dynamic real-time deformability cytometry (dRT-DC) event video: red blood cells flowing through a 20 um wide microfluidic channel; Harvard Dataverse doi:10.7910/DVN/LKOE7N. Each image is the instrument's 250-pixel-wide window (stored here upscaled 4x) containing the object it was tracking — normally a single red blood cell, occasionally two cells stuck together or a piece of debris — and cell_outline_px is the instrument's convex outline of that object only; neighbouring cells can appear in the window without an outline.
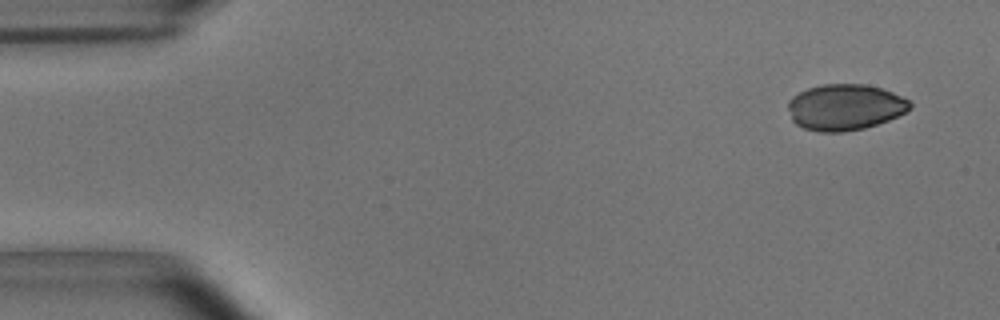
{"species": "common noctule bat (a hibernating species)", "species_latin": "Nyctalus noctula", "temperature_condition": "room temperature", "stored_images_in_passage": 51, "camera_frame_rate_fps": 3000, "um_per_image_px": 0.085, "animal": {"sex": "male", "body_mass_g": 15.6}, "frame": {"image": 1, "passage_image": 1, "time_ms": 0.0, "image_size_px": [1000, 320], "cell_outline_px": [[912, 108], [888, 120], [864, 128], [840, 132], [820, 132], [804, 128], [796, 124], [792, 120], [788, 108], [788, 100], [792, 96], [808, 88], [824, 84], [864, 84], [880, 88], [892, 92], [908, 100], [912, 104]], "centroid_in_image_um": [71.8, 9.11], "position_along_channel_um": 13.2, "area_um2": 32.54}}